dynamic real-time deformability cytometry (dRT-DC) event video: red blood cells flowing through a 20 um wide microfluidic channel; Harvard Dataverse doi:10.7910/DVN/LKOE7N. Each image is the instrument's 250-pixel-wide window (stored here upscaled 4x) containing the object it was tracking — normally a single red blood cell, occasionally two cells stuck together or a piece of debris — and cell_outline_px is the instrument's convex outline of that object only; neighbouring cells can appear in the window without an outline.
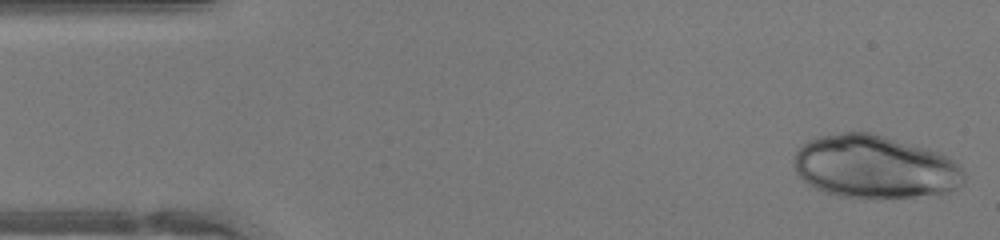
{"species": "human", "species_latin": "Homo sapiens", "temperature_condition": "warm", "stored_images_in_passage": 45, "camera_frame_rate_fps": 3000, "um_per_image_px": 0.085, "donor": {"sex": "female"}, "frame": {"image": 1, "passage_image": 1, "time_ms": 0.0, "image_size_px": [1000, 240], "cell_outline_px": [[964, 184], [948, 192], [912, 196], [864, 200], [836, 196], [824, 192], [808, 184], [796, 172], [792, 160], [792, 156], [808, 140], [820, 136], [840, 132], [868, 132], [884, 136], [928, 148], [940, 152], [948, 156], [964, 168]], "centroid_in_image_um": [74.36, 14.2], "position_along_channel_um": 10.6, "area_um2": 63.29}}
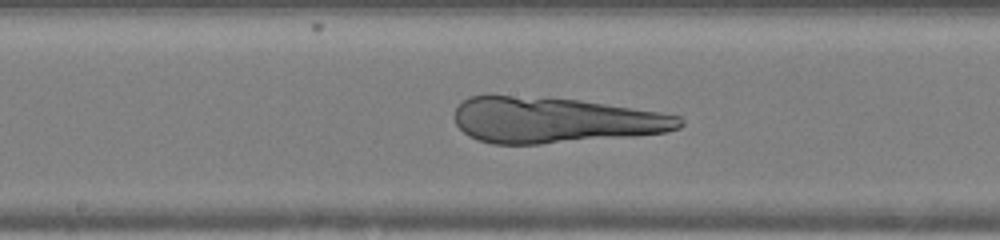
{"frame": {"image": 2, "passage_image": 22, "time_ms": 7.0, "image_size_px": [1000, 240], "cell_outline_px": [[684, 124], [680, 128], [664, 132], [636, 136], [540, 144], [492, 144], [476, 140], [468, 136], [456, 124], [456, 104], [468, 96], [512, 96], [580, 100], [660, 112], [680, 116], [684, 120]], "centroid_in_image_um": [47.16, 10.23], "position_along_channel_um": 201.0, "area_um2": 60.0}}
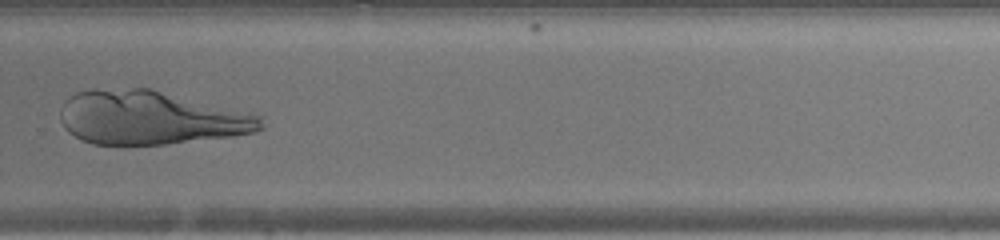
{"frame": {"image": 3, "passage_image": 30, "time_ms": 9.667, "image_size_px": [1000, 240], "cell_outline_px": [[264, 128], [252, 132], [232, 136], [164, 144], [92, 144], [80, 140], [68, 132], [64, 128], [60, 120], [60, 112], [64, 100], [76, 92], [132, 88], [152, 88], [264, 116]], "centroid_in_image_um": [12.8, 10.01], "position_along_channel_um": 317.0, "area_um2": 62.71}}